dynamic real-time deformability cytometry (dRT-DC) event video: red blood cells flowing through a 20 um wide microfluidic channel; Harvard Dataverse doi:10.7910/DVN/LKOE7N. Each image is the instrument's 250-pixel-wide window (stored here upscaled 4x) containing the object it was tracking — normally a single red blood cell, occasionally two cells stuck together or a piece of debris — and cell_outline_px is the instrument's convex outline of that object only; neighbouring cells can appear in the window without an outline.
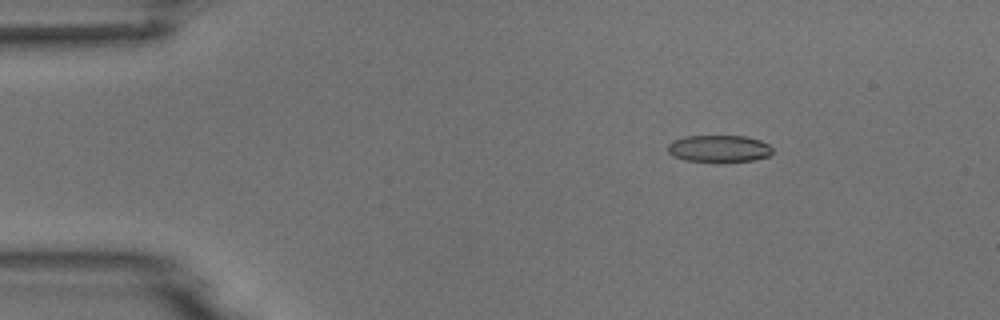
{"species": "common noctule bat (a hibernating species)", "species_latin": "Nyctalus noctula", "temperature_condition": "room temperature", "stored_images_in_passage": 5, "camera_frame_rate_fps": 3000, "um_per_image_px": 0.085, "animal": {"sex": "male", "body_mass_g": 18.8}, "frame": {"image": 1, "passage_image": 3, "time_ms": 2.333, "image_size_px": [1000, 320], "cell_outline_px": [[772, 152], [768, 156], [752, 160], [724, 164], [720, 164], [684, 160], [672, 156], [668, 152], [668, 144], [672, 140], [684, 136], [744, 136], [760, 140], [768, 144], [772, 148]], "centroid_in_image_um": [61.08, 12.67], "position_along_channel_um": 23.9, "area_um2": 17.11}}